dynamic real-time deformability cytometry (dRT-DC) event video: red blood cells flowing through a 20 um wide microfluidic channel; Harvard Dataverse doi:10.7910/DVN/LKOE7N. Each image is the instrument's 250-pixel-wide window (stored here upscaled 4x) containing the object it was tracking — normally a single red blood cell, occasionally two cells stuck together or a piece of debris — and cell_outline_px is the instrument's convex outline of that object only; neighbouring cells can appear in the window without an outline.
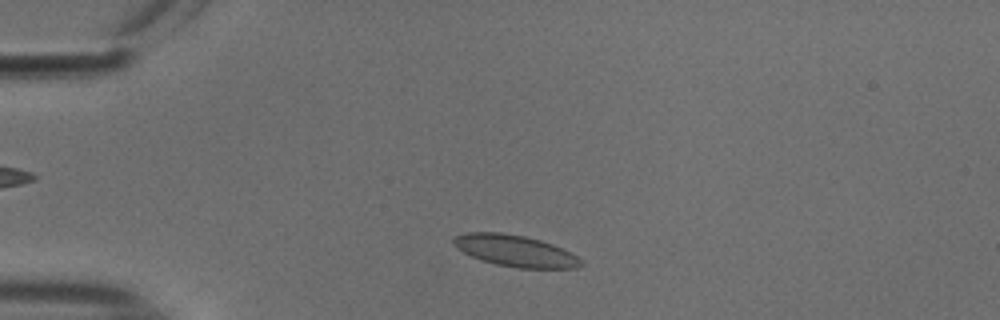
{"species": "common noctule bat (a hibernating species)", "species_latin": "Nyctalus noctula", "temperature_condition": "cold", "stored_images_in_passage": 46, "camera_frame_rate_fps": 3000, "um_per_image_px": 0.085, "animal": {"sex": "male", "body_mass_g": 18.8}, "frame": {"image": 1, "passage_image": 5, "time_ms": 1.333, "image_size_px": [1000, 320], "cell_outline_px": [[584, 264], [576, 268], [516, 268], [496, 264], [480, 260], [456, 248], [452, 244], [452, 240], [456, 236], [468, 232], [500, 232], [524, 236], [540, 240], [552, 244], [572, 252], [584, 260]], "centroid_in_image_um": [43.82, 21.32], "position_along_channel_um": 41.2, "area_um2": 23.52}}
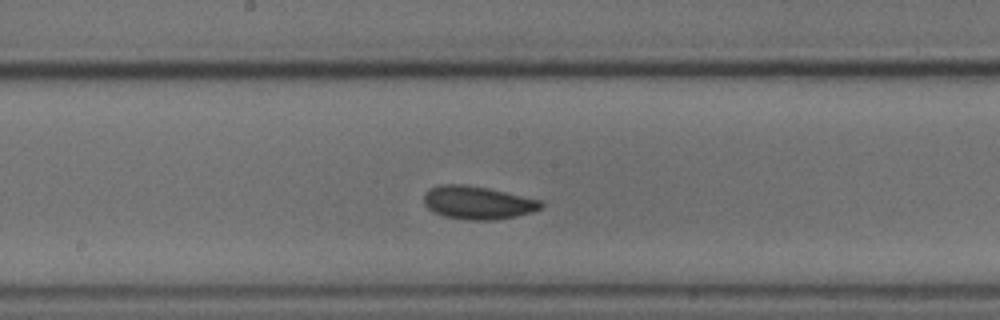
{"frame": {"image": 2, "passage_image": 21, "time_ms": 6.667, "image_size_px": [1000, 320], "cell_outline_px": [[544, 204], [540, 208], [532, 212], [516, 216], [492, 220], [468, 220], [444, 216], [428, 208], [424, 204], [424, 192], [428, 188], [440, 184], [464, 184], [488, 188], [544, 200]], "centroid_in_image_um": [40.61, 17.21], "position_along_channel_um": 207.6, "area_um2": 22.77}}
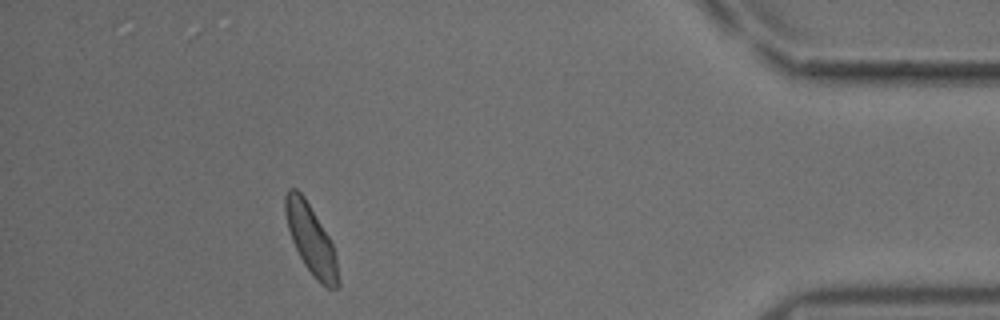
{"frame": {"image": 3, "passage_image": 41, "time_ms": 13.333, "image_size_px": [1000, 320], "cell_outline_px": [[340, 284], [336, 288], [328, 288], [320, 284], [304, 264], [292, 240], [288, 228], [284, 212], [284, 196], [288, 188], [296, 188], [304, 196], [328, 236], [332, 244], [336, 256]], "centroid_in_image_um": [26.42, 20.35], "position_along_channel_um": 408.8, "area_um2": 21.15}, "authors_computed_cell_mechanics": {"area_um2": 21.3282, "velocity_mm_per_s": 3.7336, "shape_relaxation_time_tau1_ms": 3.903, "shape_relaxation_time_tau2_ms": 1.5332, "deformation_change_tau1": 0.1005, "deformation_change_tau2": 0.041}}